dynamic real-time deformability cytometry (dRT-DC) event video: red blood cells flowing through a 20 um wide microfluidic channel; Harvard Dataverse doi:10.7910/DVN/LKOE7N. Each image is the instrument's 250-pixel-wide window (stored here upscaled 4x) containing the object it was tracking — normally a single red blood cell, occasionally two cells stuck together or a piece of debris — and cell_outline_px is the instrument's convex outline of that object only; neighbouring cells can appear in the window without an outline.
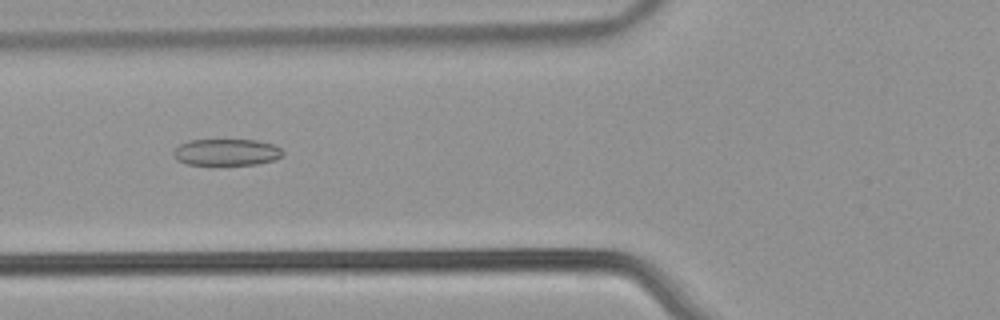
{"species": "common noctule bat (a hibernating species)", "species_latin": "Nyctalus noctula", "temperature_condition": "warm", "stored_images_in_passage": 55, "camera_frame_rate_fps": 3000, "um_per_image_px": 0.085, "animal": {"sex": "male", "body_mass_g": 21.5, "forearm_length_mm": 52.0}, "frame": {"image": 1, "passage_image": 22, "time_ms": 7.0, "image_size_px": [1000, 320], "cell_outline_px": [[284, 156], [276, 160], [256, 164], [212, 168], [188, 164], [176, 160], [172, 156], [172, 152], [180, 144], [188, 140], [256, 140], [272, 144], [280, 148], [284, 152]], "centroid_in_image_um": [19.22, 13.0], "position_along_channel_um": 106.6, "area_um2": 17.98}}
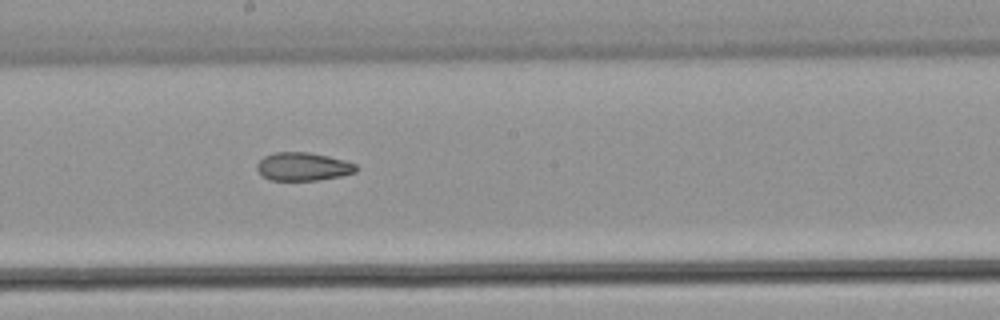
{"frame": {"image": 2, "passage_image": 31, "time_ms": 10.0, "image_size_px": [1000, 320], "cell_outline_px": [[356, 172], [340, 176], [320, 180], [272, 180], [264, 176], [256, 168], [256, 164], [264, 156], [276, 152], [308, 152], [328, 156], [344, 160], [356, 164]], "centroid_in_image_um": [25.76, 14.15], "position_along_channel_um": 222.4, "area_um2": 16.18}}
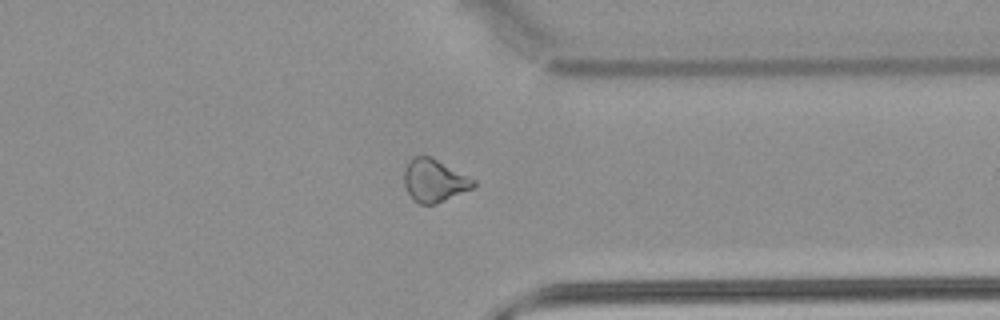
{"frame": {"image": 3, "passage_image": 43, "time_ms": 14.0, "image_size_px": [1000, 320], "cell_outline_px": [[476, 184], [472, 188], [436, 204], [420, 204], [412, 200], [404, 184], [404, 168], [416, 156], [432, 156], [476, 180]], "centroid_in_image_um": [36.91, 15.35], "position_along_channel_um": 374.5, "area_um2": 17.22}, "authors_computed_cell_mechanics": {"area_um2": 19.363, "velocity_mm_per_s": 3.863, "shape_relaxation_time_tau1_ms": null, "shape_relaxation_time_tau2_ms": 4.809, "deformation_change_tau1": null, "deformation_change_tau2": 0.1166}}